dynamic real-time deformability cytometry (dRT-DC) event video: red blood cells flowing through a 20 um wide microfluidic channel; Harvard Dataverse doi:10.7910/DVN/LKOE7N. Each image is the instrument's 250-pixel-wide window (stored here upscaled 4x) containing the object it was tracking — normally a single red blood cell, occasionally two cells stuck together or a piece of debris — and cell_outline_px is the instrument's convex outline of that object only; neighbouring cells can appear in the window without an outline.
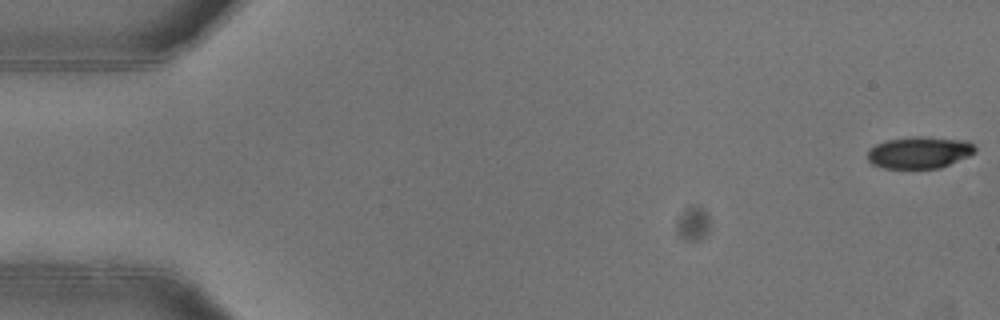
{"species": "common noctule bat (a hibernating species)", "species_latin": "Nyctalus noctula", "temperature_condition": "warm", "stored_images_in_passage": 49, "camera_frame_rate_fps": 3000, "um_per_image_px": 0.085, "animal": {"sex": "female"}, "frame": {"image": 1, "passage_image": 1, "time_ms": 0.0, "image_size_px": [1000, 320], "cell_outline_px": [[976, 152], [968, 156], [940, 168], [884, 168], [872, 164], [868, 160], [868, 148], [876, 144], [888, 140], [912, 136], [920, 136], [968, 140], [976, 148]], "centroid_in_image_um": [78.14, 12.95], "position_along_channel_um": 6.9, "area_um2": 20.0}}
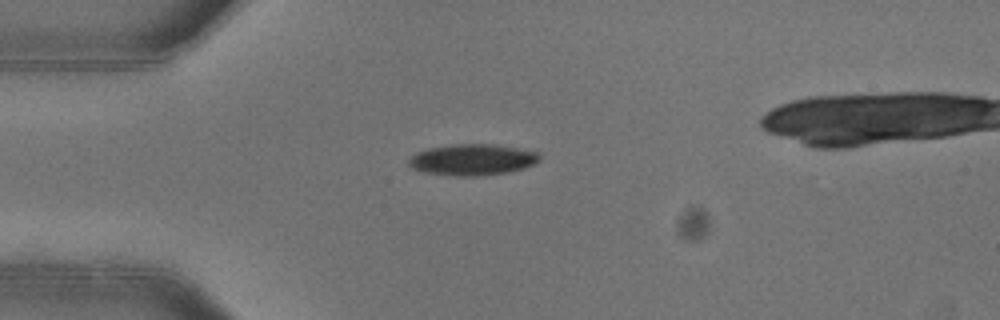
{"frame": {"image": 2, "passage_image": 14, "time_ms": 4.333, "image_size_px": [1000, 320], "cell_outline_px": [[540, 160], [524, 168], [508, 172], [480, 176], [452, 176], [428, 172], [412, 168], [408, 164], [408, 160], [416, 152], [428, 148], [452, 144], [496, 144], [540, 152]], "centroid_in_image_um": [40.17, 13.56], "position_along_channel_um": 44.8, "area_um2": 23.87}}
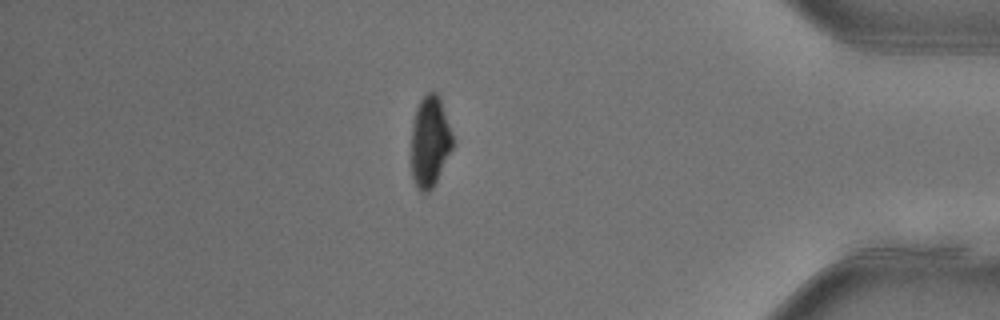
{"frame": {"image": 3, "passage_image": 45, "time_ms": 14.667, "image_size_px": [1000, 320], "cell_outline_px": [[452, 148], [432, 188], [428, 192], [420, 192], [416, 188], [412, 176], [412, 124], [416, 108], [420, 100], [432, 88], [440, 96], [452, 136]], "centroid_in_image_um": [36.52, 12.0], "position_along_channel_um": 398.7, "area_um2": 21.73}, "authors_computed_cell_mechanics": {"area_um2": 23.8714, "velocity_mm_per_s": 3.9743, "shape_relaxation_time_tau1_ms": 4.3569, "shape_relaxation_time_tau2_ms": 7.7429, "deformation_change_tau1": 0.1504, "deformation_change_tau2": 0.1101}}